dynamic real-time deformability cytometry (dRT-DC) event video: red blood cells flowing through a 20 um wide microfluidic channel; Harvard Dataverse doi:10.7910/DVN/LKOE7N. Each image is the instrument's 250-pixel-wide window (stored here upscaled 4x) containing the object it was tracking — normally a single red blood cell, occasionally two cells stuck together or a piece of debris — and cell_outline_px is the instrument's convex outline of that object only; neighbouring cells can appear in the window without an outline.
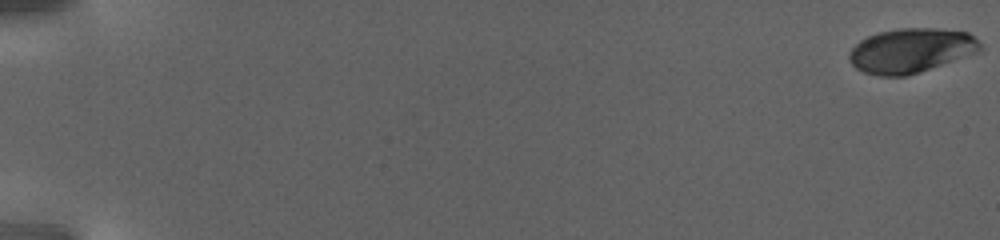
{"species": "human", "species_latin": "Homo sapiens", "temperature_condition": "warm", "stored_images_in_passage": 105, "camera_frame_rate_fps": 3000, "um_per_image_px": 0.085, "donor": {"sex": "female"}, "frame": {"image": 1, "passage_image": 1, "time_ms": 0.0, "image_size_px": [1000, 240], "cell_outline_px": [[980, 48], [976, 52], [908, 76], [880, 76], [864, 72], [856, 68], [848, 60], [848, 52], [860, 40], [868, 36], [880, 32], [900, 28], [932, 28], [968, 32], [980, 44]], "centroid_in_image_um": [77.36, 4.3], "position_along_channel_um": 7.6, "area_um2": 33.52}}
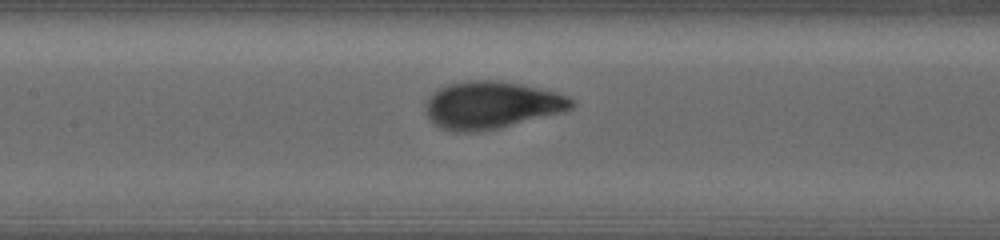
{"frame": {"image": 2, "passage_image": 54, "time_ms": 17.667, "image_size_px": [1000, 240], "cell_outline_px": [[576, 104], [568, 112], [480, 132], [452, 132], [440, 128], [428, 116], [428, 96], [436, 88], [448, 84], [464, 80], [496, 80], [520, 84], [556, 92], [568, 96], [576, 100]], "centroid_in_image_um": [41.84, 8.93], "position_along_channel_um": 165.6, "area_um2": 40.69}}
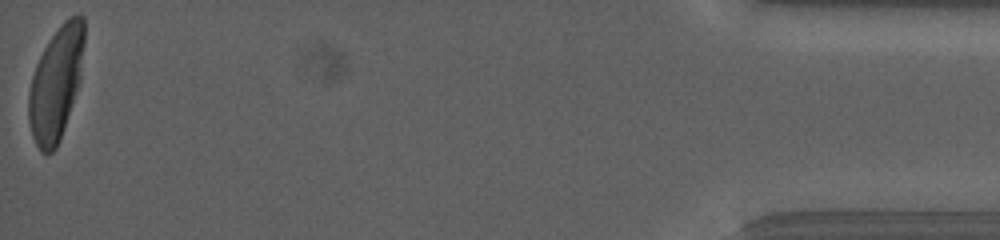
{"frame": {"image": 3, "passage_image": 105, "time_ms": 34.667, "image_size_px": [1000, 240], "cell_outline_px": [[84, 44], [80, 80], [60, 140], [56, 148], [52, 152], [40, 152], [32, 136], [28, 120], [28, 92], [32, 76], [36, 64], [44, 48], [60, 24], [64, 20], [72, 16], [84, 16]], "centroid_in_image_um": [4.75, 7.1], "position_along_channel_um": 430.5, "area_um2": 36.47}}